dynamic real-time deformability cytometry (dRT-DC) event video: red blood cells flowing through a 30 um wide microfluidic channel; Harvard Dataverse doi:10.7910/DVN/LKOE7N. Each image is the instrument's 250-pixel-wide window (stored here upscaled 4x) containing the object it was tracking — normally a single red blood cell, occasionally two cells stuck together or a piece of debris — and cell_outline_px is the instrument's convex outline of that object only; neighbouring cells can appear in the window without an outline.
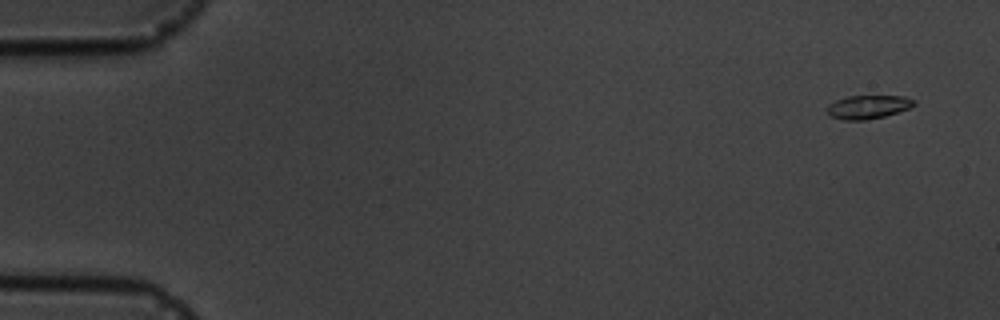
{"species": "common noctule bat (a hibernating species)", "species_latin": "Nyctalus noctula", "temperature_condition": "cold", "stored_images_in_passage": 7, "camera_frame_rate_fps": 3000, "um_per_image_px": 0.085, "animal": {"sex": "male", "body_mass_g": 19.5, "forearm_length_mm": 54.6}, "frame": {"image": 1, "passage_image": 1, "time_ms": 0.0, "image_size_px": [1000, 320], "cell_outline_px": [[916, 104], [908, 108], [884, 116], [864, 120], [844, 120], [828, 116], [828, 104], [836, 100], [848, 96], [904, 96], [916, 100]], "centroid_in_image_um": [73.77, 9.08], "position_along_channel_um": 11.2, "area_um2": 11.85}}
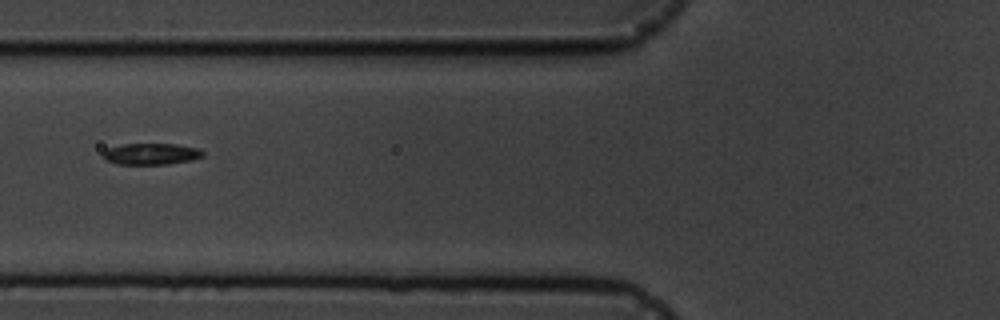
{"frame": {"image": 2, "passage_image": 6, "time_ms": 6.333, "image_size_px": [1000, 320], "cell_outline_px": [[204, 156], [192, 160], [168, 164], [116, 164], [104, 160], [104, 152], [108, 148], [124, 144], [176, 144], [196, 148], [204, 152]], "centroid_in_image_um": [12.85, 13.09], "position_along_channel_um": 112.9, "area_um2": 12.37}}
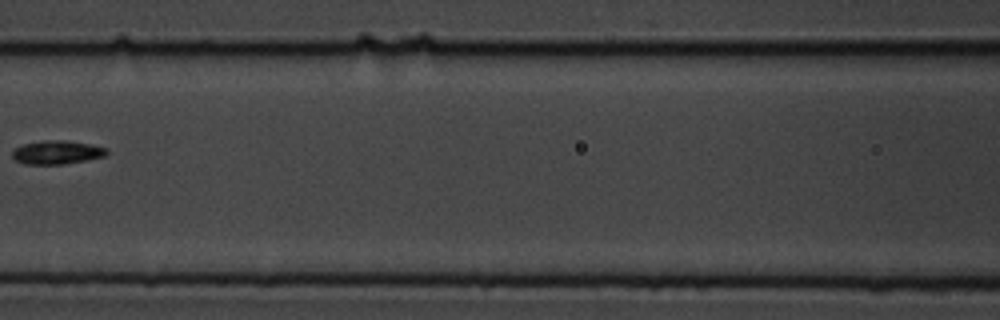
{"frame": {"image": 3, "passage_image": 7, "time_ms": 7.667, "image_size_px": [1000, 320], "cell_outline_px": [[108, 152], [104, 156], [88, 160], [64, 164], [24, 164], [16, 160], [12, 156], [12, 152], [16, 148], [24, 144], [44, 140], [64, 140], [88, 144], [108, 148]], "centroid_in_image_um": [4.85, 12.95], "position_along_channel_um": 161.8, "area_um2": 12.89}}